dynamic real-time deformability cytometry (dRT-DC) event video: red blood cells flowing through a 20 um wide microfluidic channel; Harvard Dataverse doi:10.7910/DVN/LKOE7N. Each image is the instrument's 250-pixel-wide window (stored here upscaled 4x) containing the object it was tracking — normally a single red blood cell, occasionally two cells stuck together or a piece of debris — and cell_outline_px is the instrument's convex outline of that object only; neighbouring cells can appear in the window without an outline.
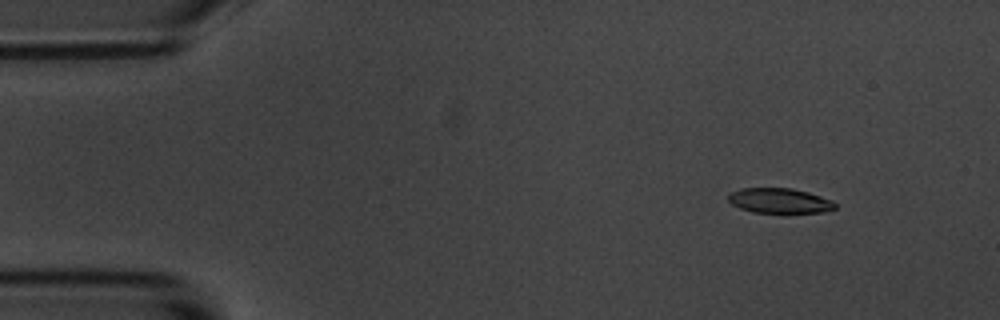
{"species": "common noctule bat (a hibernating species)", "species_latin": "Nyctalus noctula", "temperature_condition": "room temperature", "stored_images_in_passage": 6, "camera_frame_rate_fps": 3000, "um_per_image_px": 0.085, "animal": {"sex": "male", "body_mass_g": 20.1, "forearm_length_mm": 53.5}, "frame": {"image": 1, "passage_image": 2, "time_ms": 1.0, "image_size_px": [1000, 320], "cell_outline_px": [[836, 208], [828, 212], [784, 216], [752, 212], [740, 208], [732, 204], [728, 200], [728, 196], [732, 192], [740, 188], [792, 188], [808, 192], [832, 200], [836, 204]], "centroid_in_image_um": [66.32, 17.12], "position_along_channel_um": 18.7, "area_um2": 16.59}}
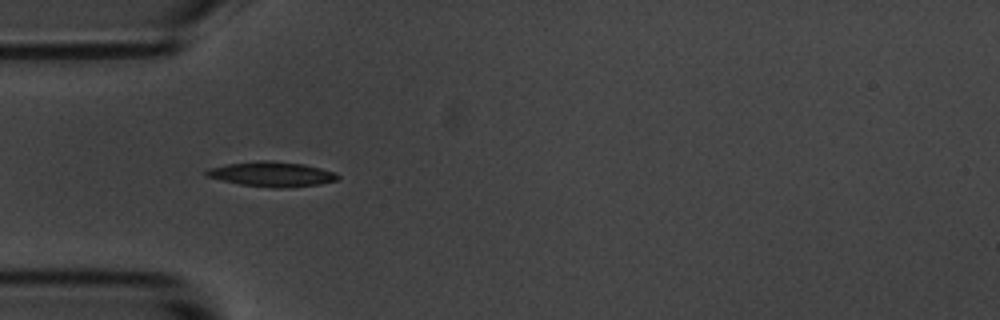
{"frame": {"image": 2, "passage_image": 5, "time_ms": 4.667, "image_size_px": [1000, 320], "cell_outline_px": [[340, 180], [320, 184], [280, 188], [272, 188], [240, 184], [204, 176], [204, 172], [208, 168], [228, 164], [260, 160], [268, 160], [304, 164], [336, 172], [340, 176]], "centroid_in_image_um": [23.12, 14.8], "position_along_channel_um": 61.9, "area_um2": 19.13}}